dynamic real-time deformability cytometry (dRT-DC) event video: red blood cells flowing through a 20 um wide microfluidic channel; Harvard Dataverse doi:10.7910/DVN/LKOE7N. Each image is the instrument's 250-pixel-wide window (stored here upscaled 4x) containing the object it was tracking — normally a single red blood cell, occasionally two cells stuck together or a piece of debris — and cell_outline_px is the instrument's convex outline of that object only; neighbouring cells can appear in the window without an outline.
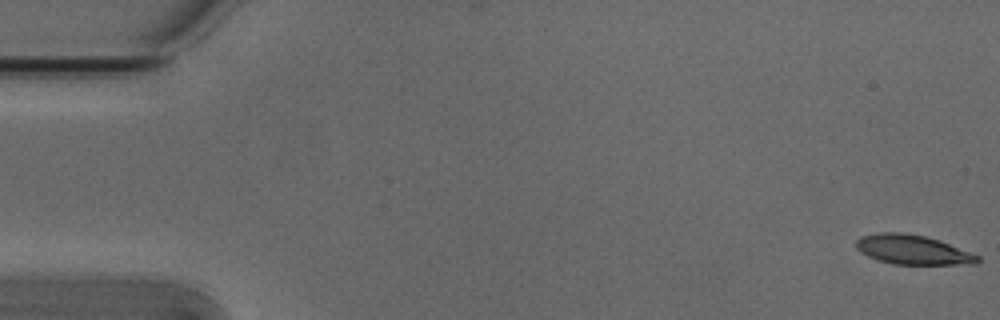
{"species": "Egyptian fruit bat (a non-hibernating species)", "species_latin": "Rousettus aegyptiacus", "temperature_condition": "cold", "stored_images_in_passage": 5, "camera_frame_rate_fps": 3000, "um_per_image_px": 0.085, "animal": {"sex": "male"}, "frame": {"image": 1, "passage_image": 1, "time_ms": 0.0, "image_size_px": [1000, 320], "cell_outline_px": [[980, 260], [976, 264], [892, 264], [876, 260], [860, 252], [856, 248], [856, 240], [860, 236], [880, 232], [900, 232], [924, 236], [940, 240], [980, 256]], "centroid_in_image_um": [77.55, 21.23], "position_along_channel_um": 7.4, "area_um2": 20.92}}
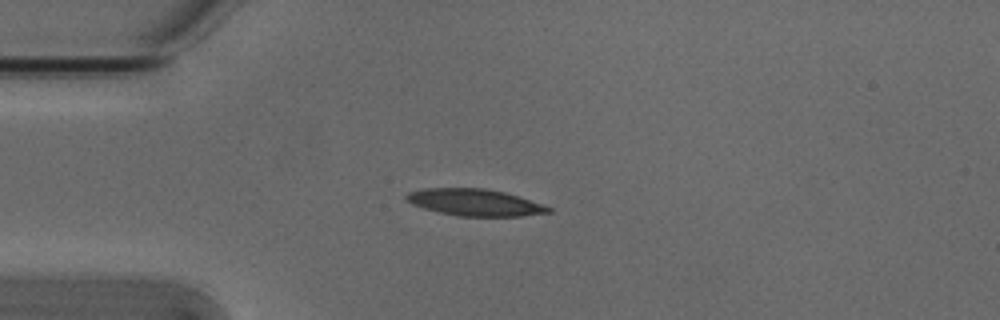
{"frame": {"image": 2, "passage_image": 4, "time_ms": 1.0, "image_size_px": [1000, 320], "cell_outline_px": [[552, 212], [524, 216], [456, 216], [424, 208], [412, 204], [404, 200], [404, 196], [408, 192], [424, 188], [484, 188], [504, 192], [544, 204], [552, 208]], "centroid_in_image_um": [40.35, 17.2], "position_along_channel_um": 44.6, "area_um2": 22.31}}